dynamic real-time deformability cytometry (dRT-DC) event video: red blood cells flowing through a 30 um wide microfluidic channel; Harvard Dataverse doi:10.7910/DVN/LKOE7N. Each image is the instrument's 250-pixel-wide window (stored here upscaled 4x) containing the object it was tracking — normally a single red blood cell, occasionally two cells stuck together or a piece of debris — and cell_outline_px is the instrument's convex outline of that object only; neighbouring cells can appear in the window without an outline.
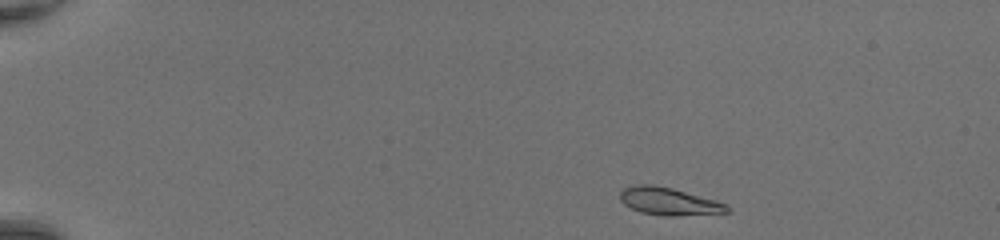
{"species": "common noctule bat (a hibernating species)", "species_latin": "Nyctalus noctula", "temperature_condition": "room temperature", "stored_images_in_passage": 41, "camera_frame_rate_fps": 3000, "um_per_image_px": 0.085, "animal": {"sex": "female", "body_mass_g": 20.0, "forearm_length_mm": 54.0}, "frame": {"image": 1, "passage_image": 1, "time_ms": 0.0, "image_size_px": [1000, 240], "cell_outline_px": [[732, 212], [676, 216], [664, 216], [640, 212], [624, 204], [620, 200], [620, 192], [624, 188], [632, 184], [652, 184], [672, 188], [716, 200], [728, 204], [732, 208]], "centroid_in_image_um": [56.89, 17.12], "position_along_channel_um": 28.1, "area_um2": 17.46}}
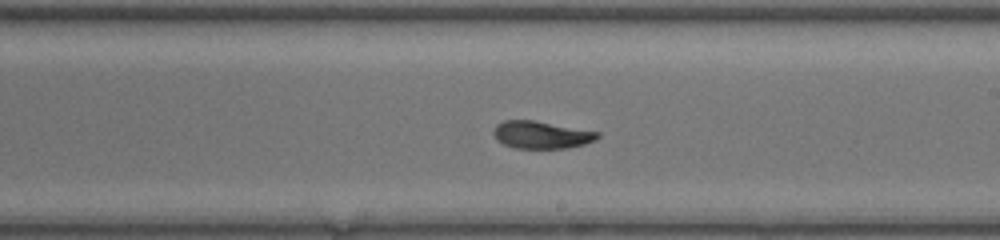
{"frame": {"image": 2, "passage_image": 23, "time_ms": 7.333, "image_size_px": [1000, 240], "cell_outline_px": [[600, 136], [596, 140], [584, 144], [568, 148], [516, 148], [504, 144], [496, 140], [492, 132], [496, 124], [504, 120], [532, 120], [600, 132]], "centroid_in_image_um": [46.0, 11.46], "position_along_channel_um": 243.0, "area_um2": 16.65}}
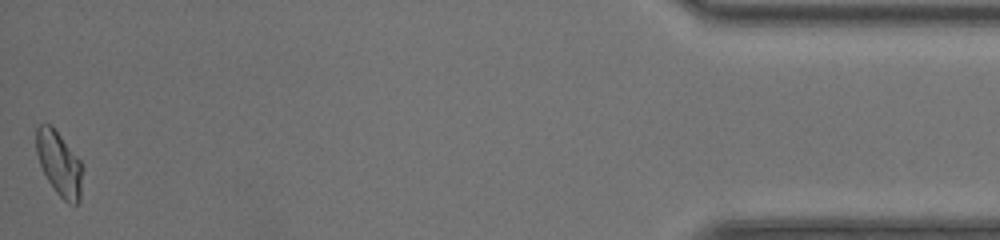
{"frame": {"image": 3, "passage_image": 41, "time_ms": 13.333, "image_size_px": [1000, 240], "cell_outline_px": [[84, 168], [80, 200], [76, 204], [68, 204], [56, 192], [48, 180], [40, 164], [36, 152], [36, 128], [40, 124], [52, 124], [84, 164]], "centroid_in_image_um": [5.07, 13.89], "position_along_channel_um": 430.1, "area_um2": 17.69}, "authors_computed_cell_mechanics": {"area_um2": 17.1666, "velocity_mm_per_s": 4.3991, "shape_relaxation_time_tau1_ms": 6.2162, "shape_relaxation_time_tau2_ms": 1.328, "deformation_change_tau1": 0.2164, "deformation_change_tau2": 0.0507}}